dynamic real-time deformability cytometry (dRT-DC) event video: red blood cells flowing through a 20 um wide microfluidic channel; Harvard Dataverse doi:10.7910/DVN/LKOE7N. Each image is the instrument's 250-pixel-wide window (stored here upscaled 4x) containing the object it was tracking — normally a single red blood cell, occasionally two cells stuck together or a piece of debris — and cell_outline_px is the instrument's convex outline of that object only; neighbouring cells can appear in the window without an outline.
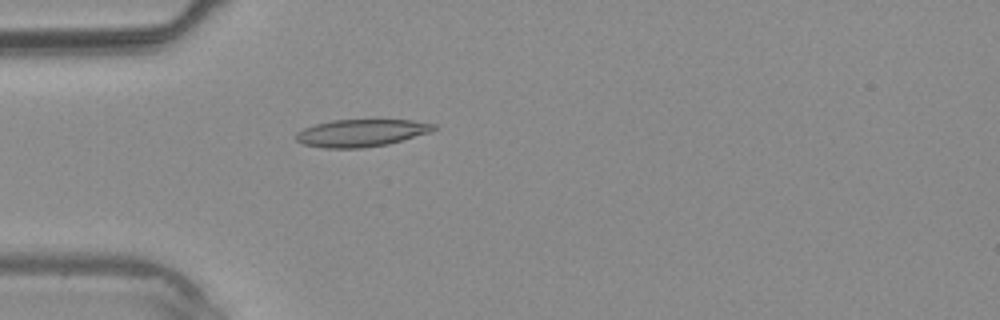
{"species": "common noctule bat (a hibernating species)", "species_latin": "Nyctalus noctula", "temperature_condition": "warm", "stored_images_in_passage": 23, "camera_frame_rate_fps": 3000, "um_per_image_px": 0.085, "animal": {"sex": "male", "body_mass_g": 20.4}, "frame": {"image": 1, "passage_image": 1, "time_ms": 0.0, "image_size_px": [1000, 320], "cell_outline_px": [[436, 128], [432, 132], [388, 144], [364, 148], [324, 148], [304, 144], [296, 140], [296, 132], [304, 128], [316, 124], [332, 120], [412, 120], [436, 124]], "centroid_in_image_um": [30.73, 11.3], "position_along_channel_um": 54.3, "area_um2": 21.96}}
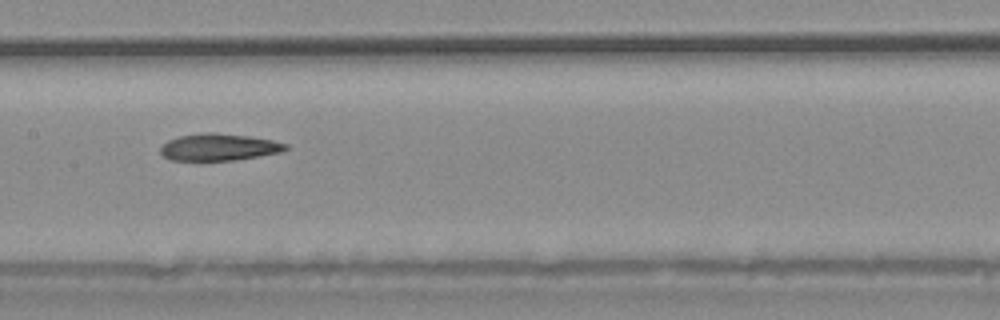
{"frame": {"image": 2, "passage_image": 9, "time_ms": 2.667, "image_size_px": [1000, 320], "cell_outline_px": [[288, 148], [284, 152], [236, 160], [172, 160], [164, 156], [160, 152], [160, 148], [168, 140], [180, 136], [200, 132], [216, 132], [248, 136], [272, 140], [288, 144]], "centroid_in_image_um": [18.64, 12.5], "position_along_channel_um": 188.8, "area_um2": 19.77}}
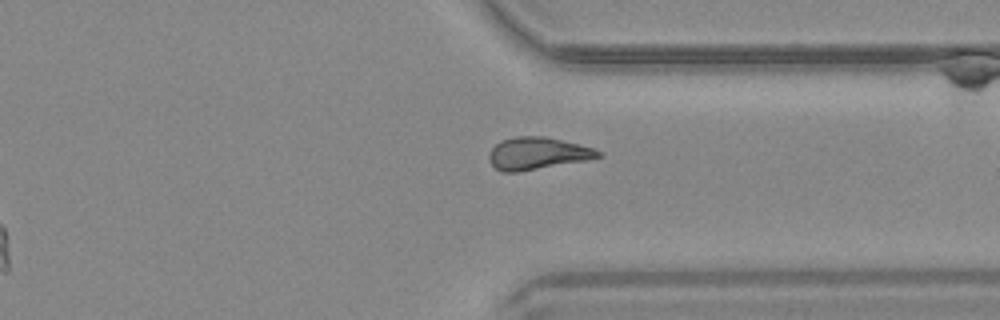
{"frame": {"image": 3, "passage_image": 19, "time_ms": 6.0, "image_size_px": [1000, 320], "cell_outline_px": [[604, 156], [588, 160], [516, 172], [500, 172], [492, 164], [488, 156], [492, 148], [500, 140], [516, 136], [544, 136], [592, 148], [604, 152]], "centroid_in_image_um": [45.69, 13.04], "position_along_channel_um": 365.7, "area_um2": 20.4}}